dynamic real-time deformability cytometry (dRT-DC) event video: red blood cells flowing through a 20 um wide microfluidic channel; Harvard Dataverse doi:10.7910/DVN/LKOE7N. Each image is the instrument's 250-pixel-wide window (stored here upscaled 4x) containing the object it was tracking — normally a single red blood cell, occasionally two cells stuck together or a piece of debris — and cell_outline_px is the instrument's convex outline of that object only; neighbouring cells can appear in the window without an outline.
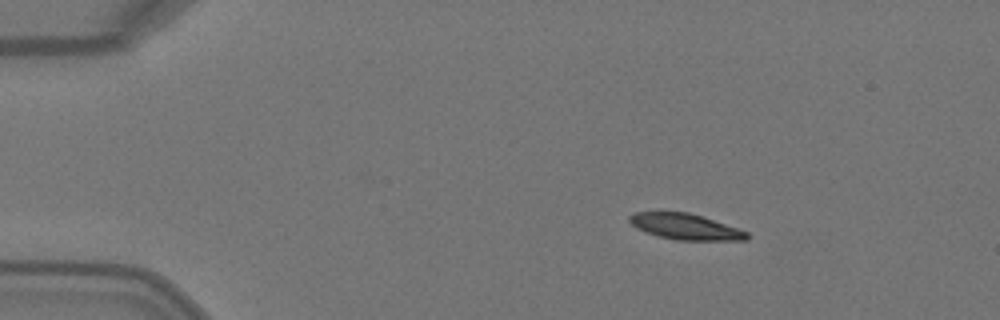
{"species": "Egyptian fruit bat (a non-hibernating species)", "species_latin": "Rousettus aegyptiacus", "temperature_condition": "warm", "stored_images_in_passage": 3, "camera_frame_rate_fps": 3000, "um_per_image_px": 0.085, "animal": {"sex": "female"}, "frame": {"image": 1, "passage_image": 1, "time_ms": 0.0, "image_size_px": [1000, 320], "cell_outline_px": [[752, 236], [748, 240], [676, 240], [660, 236], [636, 228], [628, 220], [628, 216], [632, 212], [660, 208], [688, 212], [704, 216], [748, 232]], "centroid_in_image_um": [58.19, 19.2], "position_along_channel_um": 26.8, "area_um2": 18.55}}
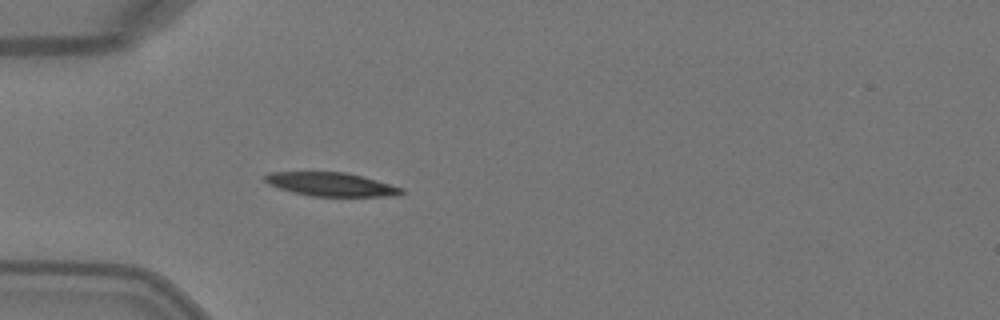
{"frame": {"image": 2, "passage_image": 3, "time_ms": 0.667, "image_size_px": [1000, 320], "cell_outline_px": [[404, 192], [400, 196], [312, 196], [292, 192], [268, 184], [264, 180], [264, 176], [268, 172], [344, 172], [364, 176], [404, 188]], "centroid_in_image_um": [28.18, 15.67], "position_along_channel_um": 56.8, "area_um2": 18.9}}